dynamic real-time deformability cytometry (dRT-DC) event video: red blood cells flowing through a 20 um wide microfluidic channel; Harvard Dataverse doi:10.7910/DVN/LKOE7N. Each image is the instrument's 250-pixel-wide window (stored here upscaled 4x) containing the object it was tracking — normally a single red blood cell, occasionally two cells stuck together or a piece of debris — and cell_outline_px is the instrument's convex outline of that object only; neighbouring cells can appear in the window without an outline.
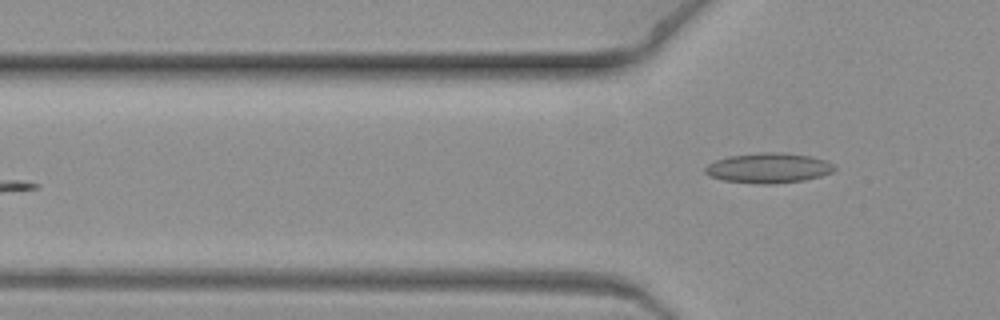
{"species": "common noctule bat (a hibernating species)", "species_latin": "Nyctalus noctula", "temperature_condition": "warm", "stored_images_in_passage": 9, "segment_of_instrument_passage": [2, 2], "camera_frame_rate_fps": 3000, "um_per_image_px": 0.085, "animal": {"sex": "female", "body_mass_g": 19.3, "forearm_length_mm": 54.1}, "frame": {"image": 1, "passage_image": 9, "time_ms": 2.667, "image_size_px": [1000, 320], "cell_outline_px": [[836, 168], [832, 172], [820, 176], [804, 180], [772, 184], [760, 184], [724, 180], [712, 176], [704, 172], [704, 168], [708, 164], [716, 160], [728, 156], [760, 152], [784, 152], [808, 156], [824, 160], [832, 164]], "centroid_in_image_um": [65.31, 14.27], "position_along_channel_um": 60.5, "area_um2": 22.48}}